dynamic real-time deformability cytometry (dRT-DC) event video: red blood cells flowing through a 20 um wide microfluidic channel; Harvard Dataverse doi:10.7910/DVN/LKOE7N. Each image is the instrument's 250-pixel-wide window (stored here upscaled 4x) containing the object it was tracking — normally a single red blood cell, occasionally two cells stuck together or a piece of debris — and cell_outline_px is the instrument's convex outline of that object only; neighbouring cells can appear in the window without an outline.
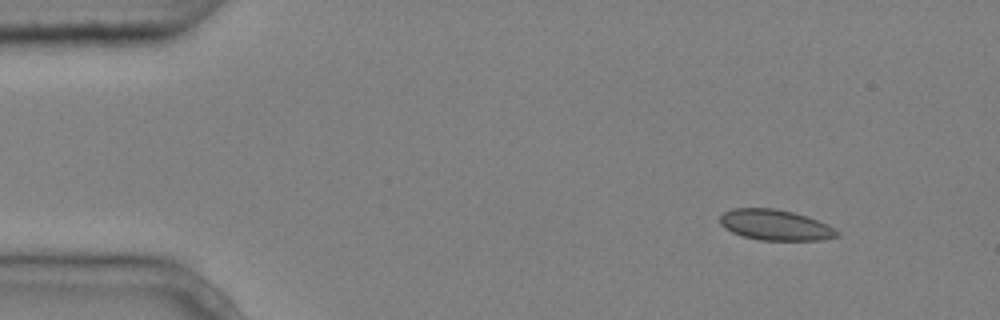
{"species": "common noctule bat (a hibernating species)", "species_latin": "Nyctalus noctula", "temperature_condition": "cold", "stored_images_in_passage": 8, "camera_frame_rate_fps": 3000, "um_per_image_px": 0.085, "animal": {"sex": "male", "body_mass_g": 20.4}, "frame": {"image": 1, "passage_image": 1, "time_ms": 0.0, "image_size_px": [1000, 320], "cell_outline_px": [[840, 236], [824, 240], [760, 240], [744, 236], [732, 232], [724, 228], [720, 224], [720, 216], [724, 212], [732, 208], [776, 208], [808, 216], [828, 224], [840, 232]], "centroid_in_image_um": [65.93, 19.12], "position_along_channel_um": 19.1, "area_um2": 21.1}}
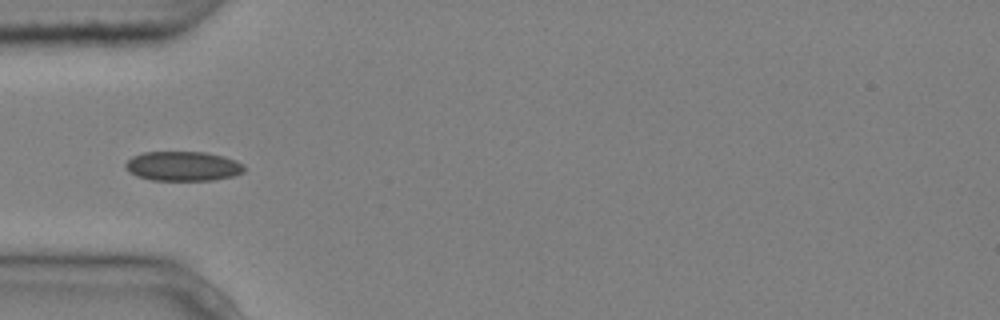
{"frame": {"image": 2, "passage_image": 4, "time_ms": 1.0, "image_size_px": [1000, 320], "cell_outline_px": [[244, 172], [232, 176], [212, 180], [152, 180], [136, 176], [128, 172], [124, 168], [124, 164], [132, 156], [144, 152], [204, 152], [224, 156], [236, 160], [244, 164]], "centroid_in_image_um": [15.53, 14.12], "position_along_channel_um": 69.5, "area_um2": 20.58}}
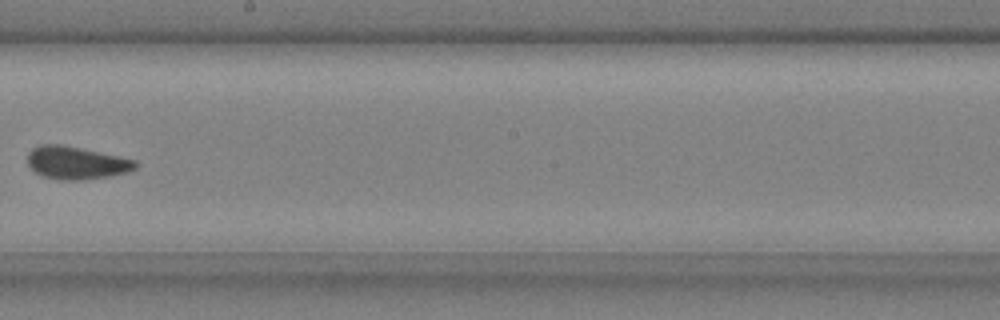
{"frame": {"image": 3, "passage_image": 8, "time_ms": 2.333, "image_size_px": [1000, 320], "cell_outline_px": [[140, 164], [136, 168], [128, 172], [108, 176], [80, 180], [60, 180], [40, 176], [28, 164], [28, 152], [32, 148], [40, 144], [64, 144], [120, 156], [136, 160]], "centroid_in_image_um": [6.5, 13.83], "position_along_channel_um": 241.7, "area_um2": 20.87}}